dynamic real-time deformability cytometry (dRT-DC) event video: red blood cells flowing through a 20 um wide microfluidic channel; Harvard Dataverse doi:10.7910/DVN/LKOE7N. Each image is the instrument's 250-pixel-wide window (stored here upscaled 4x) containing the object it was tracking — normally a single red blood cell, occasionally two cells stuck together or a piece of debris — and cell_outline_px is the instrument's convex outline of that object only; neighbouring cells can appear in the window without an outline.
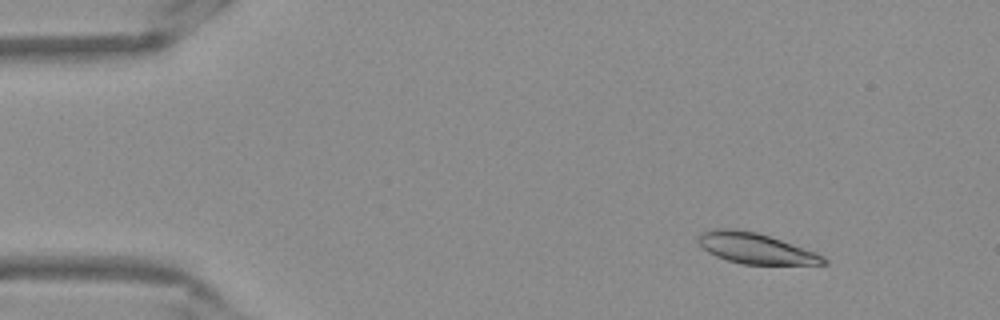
{"species": "Egyptian fruit bat (a non-hibernating species)", "species_latin": "Rousettus aegyptiacus", "temperature_condition": "warm", "stored_images_in_passage": 52, "camera_frame_rate_fps": 3000, "um_per_image_px": 0.085, "frame": {"image": 1, "passage_image": 6, "time_ms": 1.667, "image_size_px": [1000, 320], "cell_outline_px": [[828, 264], [744, 264], [728, 260], [716, 256], [708, 252], [700, 244], [700, 236], [704, 232], [712, 228], [736, 228], [756, 232], [816, 252], [824, 256], [828, 260]], "centroid_in_image_um": [64.25, 21.11], "position_along_channel_um": 20.7, "area_um2": 22.02}}
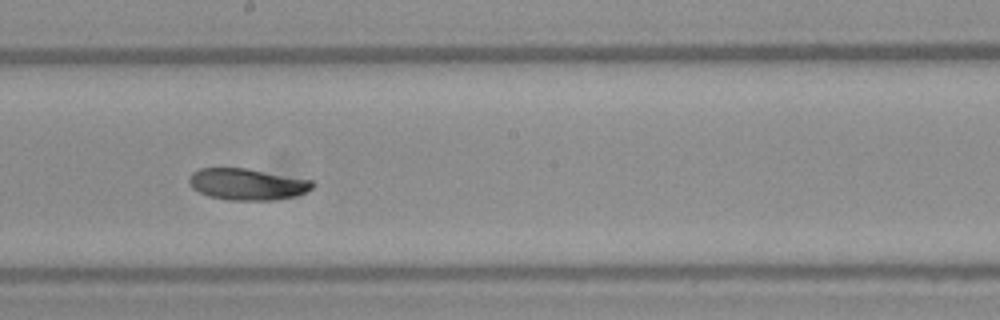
{"frame": {"image": 2, "passage_image": 29, "time_ms": 9.333, "image_size_px": [1000, 320], "cell_outline_px": [[316, 184], [312, 188], [296, 196], [268, 200], [228, 200], [208, 196], [192, 188], [188, 180], [192, 172], [200, 168], [244, 168], [312, 180]], "centroid_in_image_um": [20.99, 15.66], "position_along_channel_um": 227.2, "area_um2": 22.48}}
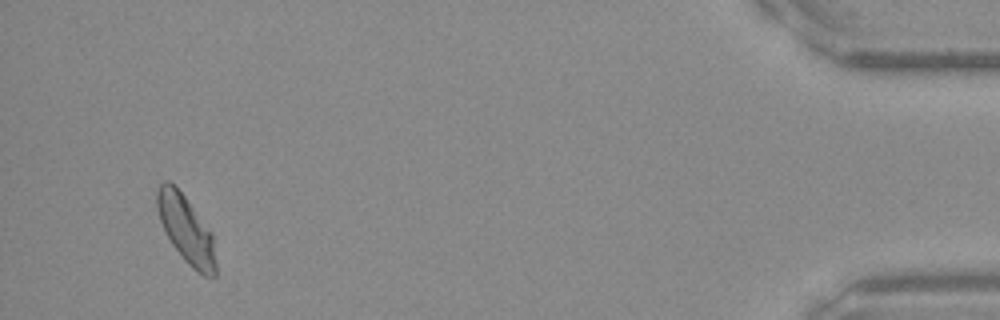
{"frame": {"image": 3, "passage_image": 50, "time_ms": 16.333, "image_size_px": [1000, 320], "cell_outline_px": [[216, 276], [204, 276], [196, 272], [184, 260], [172, 244], [160, 220], [156, 208], [156, 188], [164, 180], [168, 180], [184, 196], [212, 232], [216, 264]], "centroid_in_image_um": [15.81, 19.51], "position_along_channel_um": 419.4, "area_um2": 22.95}, "authors_computed_cell_mechanics": {"area_um2": 22.9466, "velocity_mm_per_s": 3.8323, "shape_relaxation_time_tau1_ms": 4.9859, "shape_relaxation_time_tau2_ms": 2.4115, "deformation_change_tau1": 0.1532, "deformation_change_tau2": 0.0707}}